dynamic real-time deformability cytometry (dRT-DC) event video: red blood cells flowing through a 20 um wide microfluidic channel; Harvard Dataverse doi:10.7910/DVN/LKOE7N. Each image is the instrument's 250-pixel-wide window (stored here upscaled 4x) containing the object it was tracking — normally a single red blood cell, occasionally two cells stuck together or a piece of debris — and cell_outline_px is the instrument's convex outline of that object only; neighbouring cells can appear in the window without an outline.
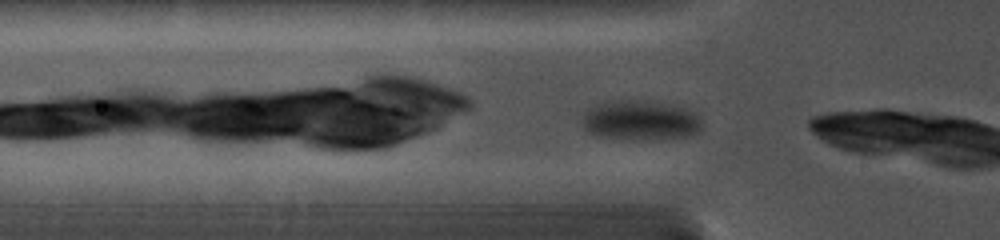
{"species": "common noctule bat (a hibernating species)", "species_latin": "Nyctalus noctula", "temperature_condition": "cold", "stored_images_in_passage": 38, "camera_frame_rate_fps": 5000, "um_per_image_px": 0.085, "animal": {"sex": "female", "body_mass_g": 19.0, "forearm_length_mm": 56.7}, "frame": {"image": 1, "passage_image": 3, "time_ms": 0.4, "image_size_px": [1000, 240], "cell_outline_px": [[700, 132], [688, 136], [656, 140], [632, 140], [596, 136], [588, 132], [584, 128], [584, 108], [604, 100], [648, 100], [684, 108], [692, 112], [700, 120]], "centroid_in_image_um": [54.36, 10.23], "position_along_channel_um": 71.4, "area_um2": 28.26}}
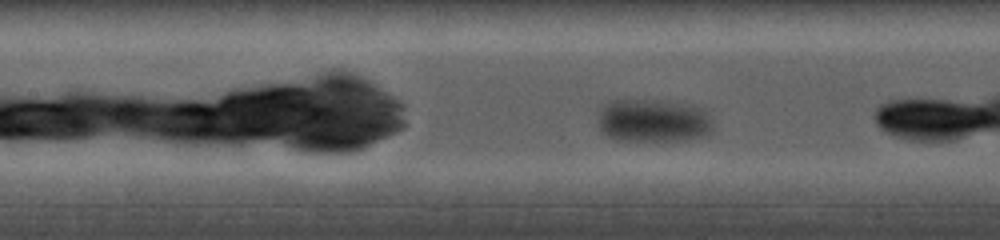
{"frame": {"image": 2, "passage_image": 12, "time_ms": 2.6, "image_size_px": [1000, 240], "cell_outline_px": [[712, 128], [704, 136], [684, 140], [616, 140], [600, 132], [600, 108], [608, 100], [668, 100], [692, 104], [708, 108], [712, 120]], "centroid_in_image_um": [55.58, 10.22], "position_along_channel_um": 151.8, "area_um2": 29.48}}
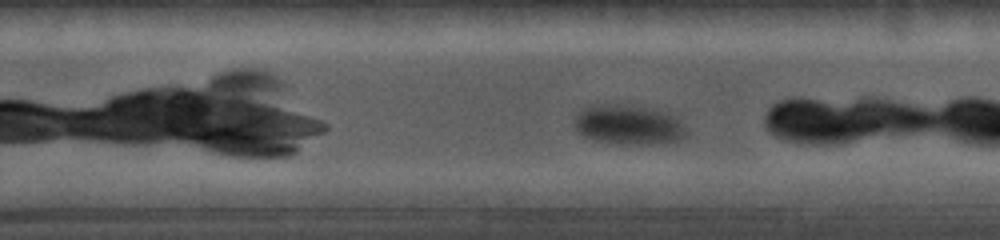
{"frame": {"image": 3, "passage_image": 26, "time_ms": 6.0, "image_size_px": [1000, 240], "cell_outline_px": [[688, 136], [680, 140], [664, 144], [620, 144], [596, 140], [584, 136], [572, 124], [572, 120], [584, 108], [592, 104], [632, 104], [656, 108], [680, 116]], "centroid_in_image_um": [53.5, 10.58], "position_along_channel_um": 276.3, "area_um2": 26.88}}